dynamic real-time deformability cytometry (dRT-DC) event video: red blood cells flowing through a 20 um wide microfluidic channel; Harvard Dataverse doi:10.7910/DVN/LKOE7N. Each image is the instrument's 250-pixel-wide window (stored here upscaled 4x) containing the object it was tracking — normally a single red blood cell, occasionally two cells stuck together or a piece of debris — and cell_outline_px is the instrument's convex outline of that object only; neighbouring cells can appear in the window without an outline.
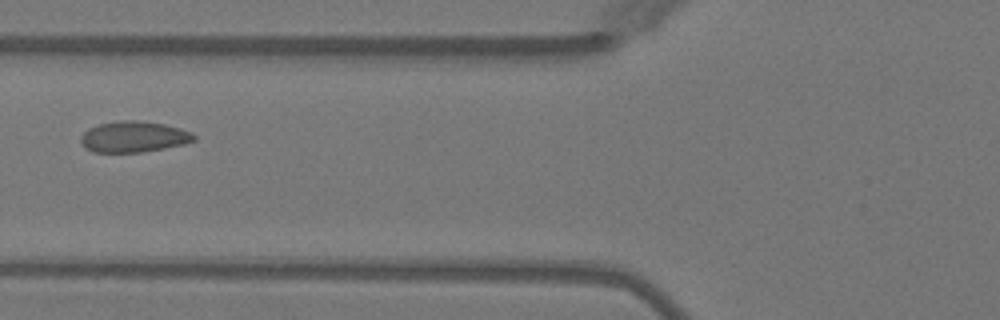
{"species": "Egyptian fruit bat (a non-hibernating species)", "species_latin": "Rousettus aegyptiacus", "temperature_condition": "warm", "stored_images_in_passage": 4, "camera_frame_rate_fps": 3000, "um_per_image_px": 0.085, "animal": {"sex": "female"}, "frame": {"image": 1, "passage_image": 3, "time_ms": 2.667, "image_size_px": [1000, 320], "cell_outline_px": [[196, 140], [184, 144], [164, 148], [140, 152], [92, 152], [84, 148], [80, 140], [80, 136], [88, 128], [100, 124], [120, 120], [140, 120], [164, 124], [180, 128], [192, 132], [196, 136]], "centroid_in_image_um": [11.36, 11.62], "position_along_channel_um": 114.4, "area_um2": 20.58}}
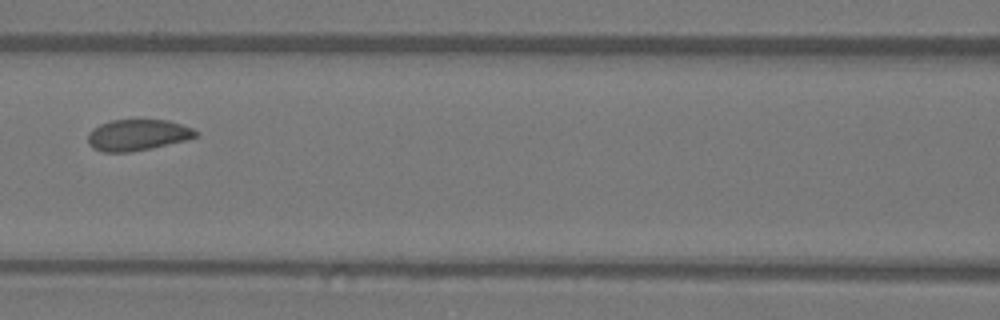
{"frame": {"image": 2, "passage_image": 4, "time_ms": 3.667, "image_size_px": [1000, 320], "cell_outline_px": [[200, 132], [196, 136], [184, 140], [152, 148], [128, 152], [104, 152], [92, 148], [88, 144], [88, 132], [92, 128], [100, 124], [112, 120], [168, 120], [192, 128]], "centroid_in_image_um": [11.65, 11.47], "position_along_channel_um": 154.9, "area_um2": 19.54}}